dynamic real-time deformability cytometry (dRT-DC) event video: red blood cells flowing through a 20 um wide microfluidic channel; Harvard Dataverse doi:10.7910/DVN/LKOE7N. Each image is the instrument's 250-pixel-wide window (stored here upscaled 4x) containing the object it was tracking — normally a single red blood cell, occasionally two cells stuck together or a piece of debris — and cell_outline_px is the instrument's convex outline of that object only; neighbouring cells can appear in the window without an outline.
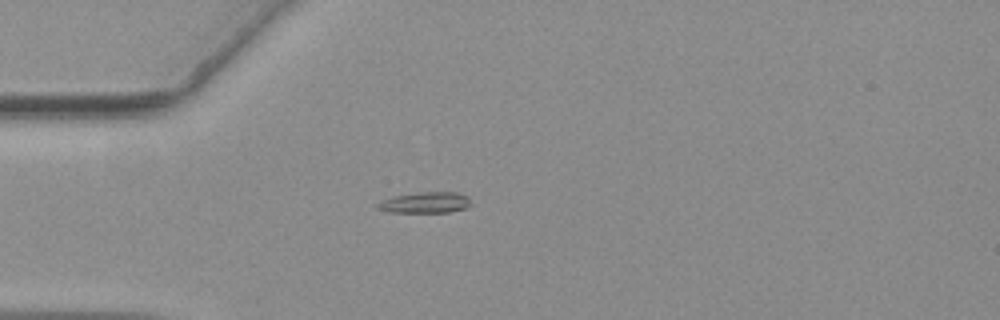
{"species": "common noctule bat (a hibernating species)", "species_latin": "Nyctalus noctula", "temperature_condition": "warm", "stored_images_in_passage": 42, "camera_frame_rate_fps": 3000, "um_per_image_px": 0.085, "animal": {"sex": "female", "body_mass_g": 19.3, "forearm_length_mm": 54.1}, "frame": {"image": 1, "passage_image": 1, "time_ms": 0.0, "image_size_px": [1000, 320], "cell_outline_px": [[472, 204], [464, 208], [448, 212], [388, 212], [376, 208], [376, 204], [392, 196], [420, 192], [456, 192], [468, 196]], "centroid_in_image_um": [36.14, 17.21], "position_along_channel_um": 48.9, "area_um2": 11.39}}
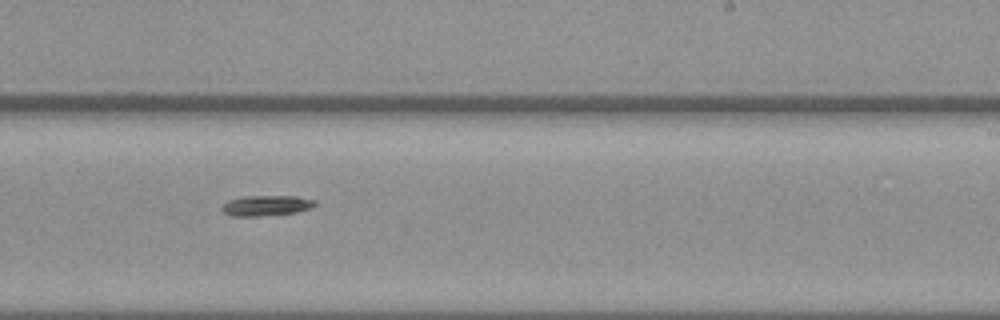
{"frame": {"image": 2, "passage_image": 20, "time_ms": 6.333, "image_size_px": [1000, 320], "cell_outline_px": [[316, 204], [308, 208], [296, 212], [260, 216], [232, 216], [224, 212], [220, 208], [228, 200], [244, 196], [296, 196], [316, 200]], "centroid_in_image_um": [22.61, 17.46], "position_along_channel_um": 266.4, "area_um2": 10.98}}
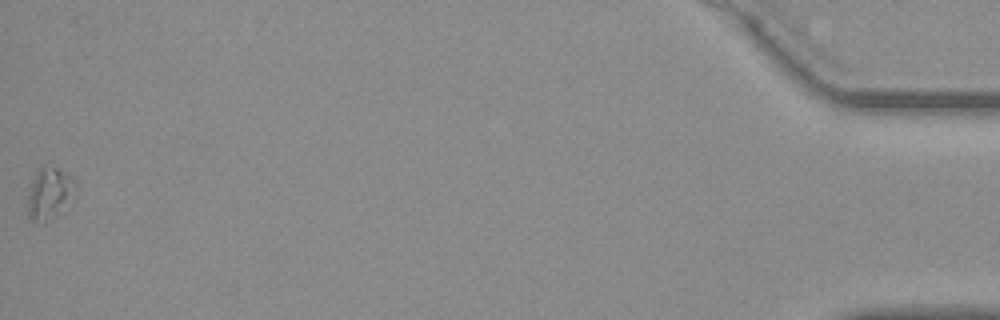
{"frame": {"image": 3, "passage_image": 42, "time_ms": 13.667, "image_size_px": [1000, 320], "cell_outline_px": [[76, 188], [56, 216], [52, 220], [44, 224], [40, 224], [28, 220], [28, 196], [32, 180], [36, 172], [40, 168], [56, 168], [72, 176], [76, 180]], "centroid_in_image_um": [4.16, 16.5], "position_along_channel_um": 431.0, "area_um2": 14.16}, "authors_computed_cell_mechanics": {"area_um2": 11.1554, "velocity_mm_per_s": 3.6378, "shape_relaxation_time_tau1_ms": 5.0702, "shape_relaxation_time_tau2_ms": null, "deformation_change_tau1": 0.0593, "deformation_change_tau2": null}}